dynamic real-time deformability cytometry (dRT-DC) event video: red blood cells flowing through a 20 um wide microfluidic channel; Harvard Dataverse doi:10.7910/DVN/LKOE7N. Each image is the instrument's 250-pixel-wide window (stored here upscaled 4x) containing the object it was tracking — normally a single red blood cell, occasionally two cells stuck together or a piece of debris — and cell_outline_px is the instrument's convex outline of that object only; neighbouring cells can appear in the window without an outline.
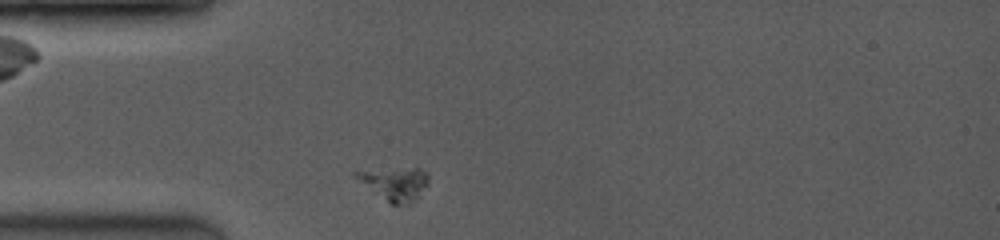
{"species": "common noctule bat (a hibernating species)", "species_latin": "Nyctalus noctula", "temperature_condition": "room temperature", "stored_images_in_passage": 3, "camera_frame_rate_fps": 3500, "um_per_image_px": 0.085, "animal": {"sex": "female", "body_mass_g": 19.0, "forearm_length_mm": 53.3}, "frame": {"image": 1, "passage_image": 1, "time_ms": 0.0, "image_size_px": [1000, 240], "cell_outline_px": [[428, 184], [420, 196], [408, 204], [392, 204], [356, 176], [352, 172], [416, 168], [420, 168], [428, 172]], "centroid_in_image_um": [33.71, 15.61], "position_along_channel_um": 51.3, "area_um2": 13.06}}
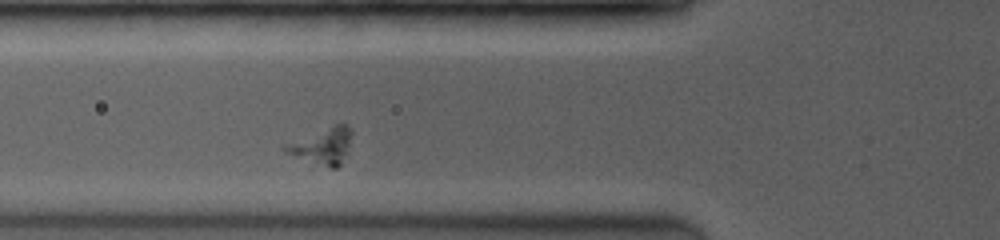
{"frame": {"image": 2, "passage_image": 3, "time_ms": 1.429, "image_size_px": [1000, 240], "cell_outline_px": [[352, 132], [348, 156], [336, 168], [332, 168], [284, 152], [280, 148], [280, 144], [332, 124], [348, 124], [352, 128]], "centroid_in_image_um": [27.4, 12.35], "position_along_channel_um": 98.4, "area_um2": 14.57}}